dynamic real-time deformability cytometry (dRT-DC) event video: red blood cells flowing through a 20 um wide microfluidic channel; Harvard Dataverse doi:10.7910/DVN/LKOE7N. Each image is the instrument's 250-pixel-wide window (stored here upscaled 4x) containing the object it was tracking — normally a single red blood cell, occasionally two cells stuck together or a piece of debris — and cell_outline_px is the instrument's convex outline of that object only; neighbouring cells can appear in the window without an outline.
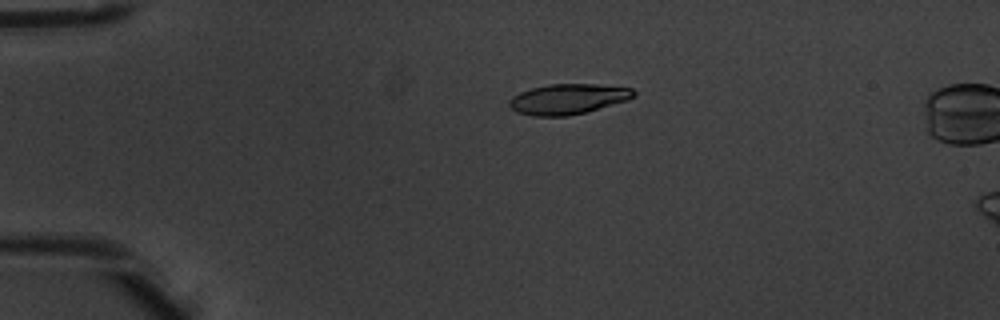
{"species": "common noctule bat (a hibernating species)", "species_latin": "Nyctalus noctula", "temperature_condition": "warm", "stored_images_in_passage": 3, "camera_frame_rate_fps": 3000, "um_per_image_px": 0.085, "animal": {"sex": "male", "body_mass_g": 20.1, "forearm_length_mm": 53.5}, "frame": {"image": 1, "passage_image": 1, "time_ms": 0.0, "image_size_px": [1000, 320], "cell_outline_px": [[636, 96], [628, 100], [584, 112], [568, 116], [532, 116], [516, 112], [508, 104], [508, 100], [512, 96], [520, 92], [532, 88], [548, 84], [596, 84], [632, 88], [636, 92]], "centroid_in_image_um": [48.26, 8.41], "position_along_channel_um": 36.7, "area_um2": 22.02}}